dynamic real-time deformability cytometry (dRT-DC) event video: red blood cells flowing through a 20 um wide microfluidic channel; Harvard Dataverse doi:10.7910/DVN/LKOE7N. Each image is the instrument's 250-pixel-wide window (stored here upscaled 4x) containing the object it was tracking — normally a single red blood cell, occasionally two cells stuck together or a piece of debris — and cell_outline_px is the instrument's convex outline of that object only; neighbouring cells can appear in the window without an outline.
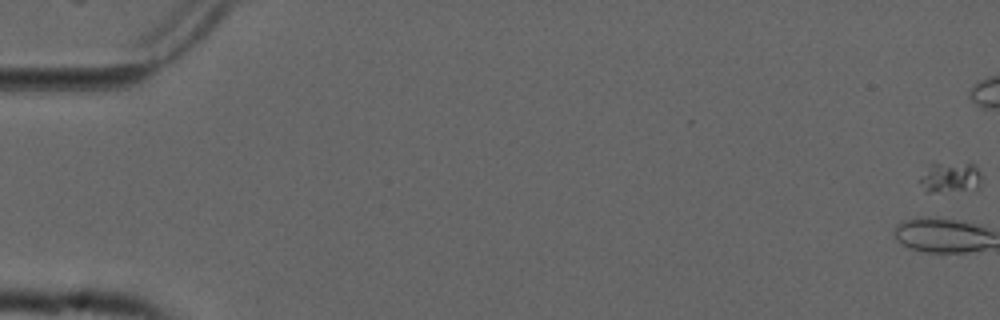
{"species": "common noctule bat (a hibernating species)", "species_latin": "Nyctalus noctula", "temperature_condition": "cold", "stored_images_in_passage": 7, "camera_frame_rate_fps": 3000, "um_per_image_px": 0.085, "animal": {"sex": "male", "forearm_length_mm": 52.5}, "frame": {"image": 1, "passage_image": 1, "time_ms": 0.0, "image_size_px": [1000, 320], "cell_outline_px": [[980, 184], [964, 188], [932, 192], [924, 192], [916, 180], [932, 164], [972, 164], [976, 168], [980, 176]], "centroid_in_image_um": [80.63, 15.08], "position_along_channel_um": 4.4, "area_um2": 10.23}}